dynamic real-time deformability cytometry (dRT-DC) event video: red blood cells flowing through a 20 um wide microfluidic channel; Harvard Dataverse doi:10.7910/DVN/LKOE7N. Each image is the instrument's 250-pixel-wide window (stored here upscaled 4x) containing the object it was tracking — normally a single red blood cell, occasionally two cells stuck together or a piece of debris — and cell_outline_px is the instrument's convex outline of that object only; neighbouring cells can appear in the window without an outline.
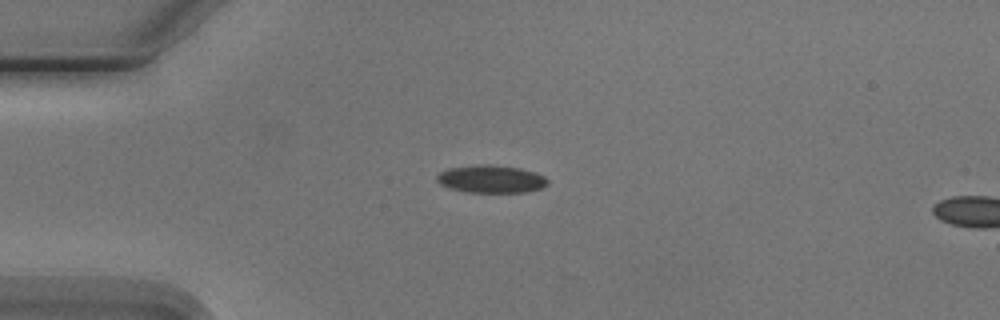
{"species": "Egyptian fruit bat (a non-hibernating species)", "species_latin": "Rousettus aegyptiacus", "temperature_condition": "cold", "stored_images_in_passage": 2, "camera_frame_rate_fps": 3000, "um_per_image_px": 0.085, "animal": {"sex": "male"}, "frame": {"image": 1, "passage_image": 1, "time_ms": 0.0, "image_size_px": [1000, 320], "cell_outline_px": [[548, 184], [540, 188], [528, 192], [468, 192], [448, 188], [440, 184], [436, 180], [436, 176], [440, 172], [448, 168], [476, 164], [492, 164], [520, 168], [536, 172], [544, 176], [548, 180]], "centroid_in_image_um": [41.73, 15.21], "position_along_channel_um": 43.3, "area_um2": 18.09}}